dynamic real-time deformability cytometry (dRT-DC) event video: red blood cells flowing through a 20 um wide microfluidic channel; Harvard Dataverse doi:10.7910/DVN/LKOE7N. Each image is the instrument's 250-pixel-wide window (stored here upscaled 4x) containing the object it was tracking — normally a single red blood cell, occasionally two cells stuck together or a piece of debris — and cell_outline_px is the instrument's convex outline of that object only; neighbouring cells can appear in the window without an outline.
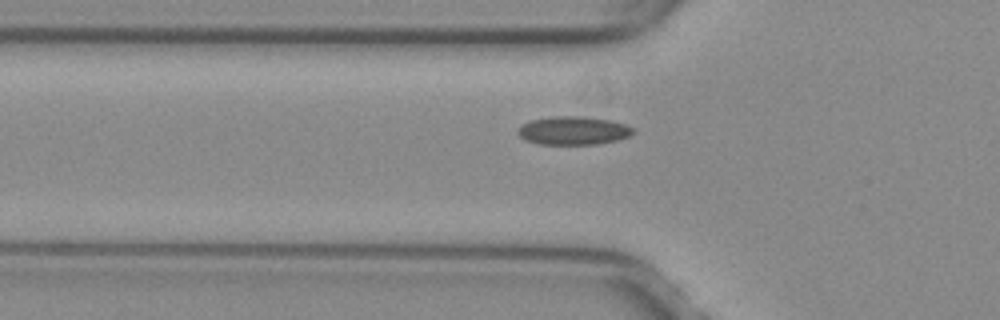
{"species": "common noctule bat (a hibernating species)", "species_latin": "Nyctalus noctula", "temperature_condition": "warm", "stored_images_in_passage": 27, "camera_frame_rate_fps": 3000, "um_per_image_px": 0.085, "animal": {"sex": "female", "body_mass_g": 29.2, "forearm_length_mm": 56.3}, "frame": {"image": 1, "passage_image": 7, "time_ms": 2.0, "image_size_px": [1000, 320], "cell_outline_px": [[636, 132], [628, 136], [616, 140], [596, 144], [540, 144], [524, 140], [516, 132], [520, 124], [528, 120], [552, 116], [584, 116], [612, 120], [636, 128]], "centroid_in_image_um": [48.71, 11.08], "position_along_channel_um": 77.1, "area_um2": 19.36}}
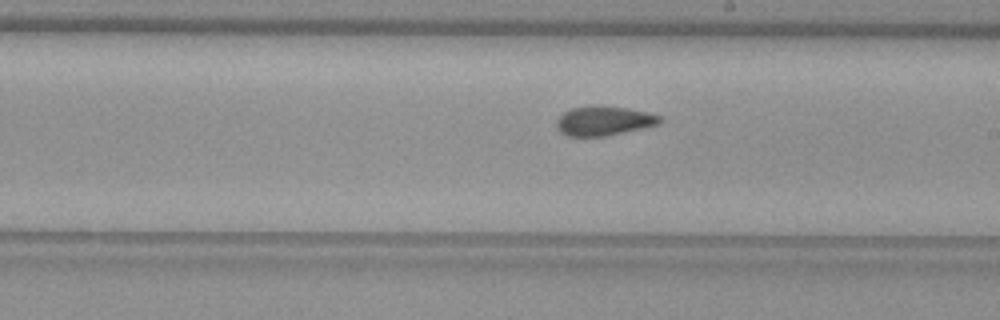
{"frame": {"image": 2, "passage_image": 19, "time_ms": 6.0, "image_size_px": [1000, 320], "cell_outline_px": [[664, 120], [660, 124], [644, 128], [604, 136], [568, 136], [560, 132], [556, 128], [556, 120], [564, 112], [572, 108], [592, 104], [600, 104], [628, 108], [648, 112], [660, 116]], "centroid_in_image_um": [51.34, 10.25], "position_along_channel_um": 237.7, "area_um2": 18.09}}
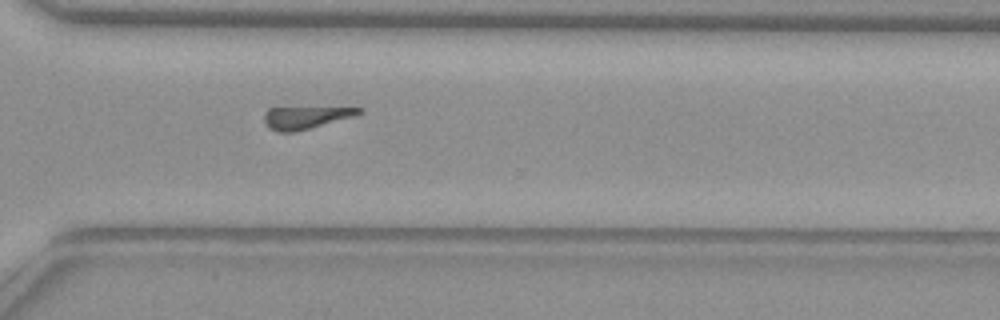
{"frame": {"image": 3, "passage_image": 27, "time_ms": 8.667, "image_size_px": [1000, 320], "cell_outline_px": [[364, 112], [356, 116], [292, 132], [276, 132], [264, 120], [264, 112], [268, 108], [364, 108]], "centroid_in_image_um": [26.0, 9.98], "position_along_channel_um": 344.6, "area_um2": 12.02}}